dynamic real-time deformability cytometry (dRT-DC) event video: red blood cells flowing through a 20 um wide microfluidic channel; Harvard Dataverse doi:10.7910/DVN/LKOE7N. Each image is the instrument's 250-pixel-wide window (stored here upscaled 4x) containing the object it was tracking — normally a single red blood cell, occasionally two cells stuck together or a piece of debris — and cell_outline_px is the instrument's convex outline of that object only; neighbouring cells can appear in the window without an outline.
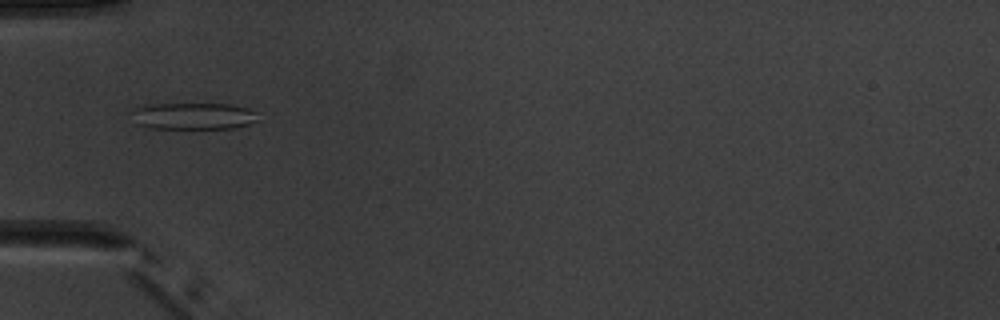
{"species": "common noctule bat (a hibernating species)", "species_latin": "Nyctalus noctula", "temperature_condition": "warm", "stored_images_in_passage": 6, "camera_frame_rate_fps": 3000, "um_per_image_px": 0.085, "animal": {"sex": "male", "body_mass_g": 20.1, "forearm_length_mm": 53.5}, "frame": {"image": 1, "passage_image": 6, "time_ms": 5.667, "image_size_px": [1000, 320], "cell_outline_px": [[260, 120], [236, 128], [152, 128], [136, 124], [128, 112], [132, 108], [148, 104], [232, 104], [248, 108], [256, 112]], "centroid_in_image_um": [16.4, 9.86], "position_along_channel_um": 68.6, "area_um2": 20.06}}